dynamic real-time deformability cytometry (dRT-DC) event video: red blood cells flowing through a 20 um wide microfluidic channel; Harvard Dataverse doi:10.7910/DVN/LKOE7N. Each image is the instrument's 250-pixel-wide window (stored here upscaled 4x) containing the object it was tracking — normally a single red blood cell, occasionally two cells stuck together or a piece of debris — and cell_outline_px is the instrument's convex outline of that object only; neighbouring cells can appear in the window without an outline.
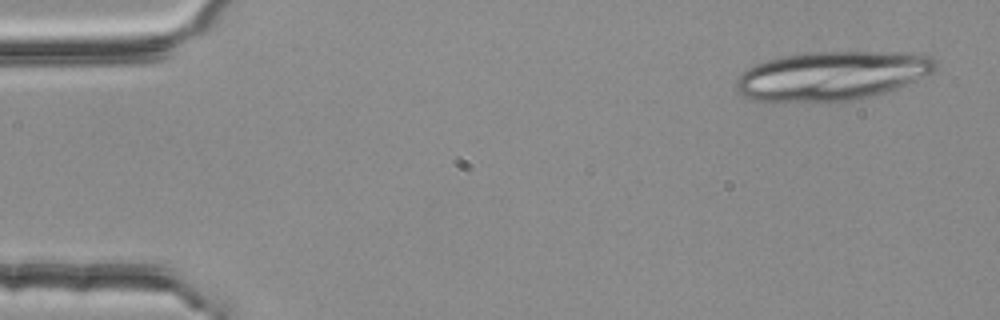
{"species": "common noctule bat (a hibernating species)", "species_latin": "Nyctalus noctula", "temperature_condition": "room temperature", "stored_images_in_passage": 5, "camera_frame_rate_fps": 3000, "um_per_image_px": 0.085, "animal": {"sex": "female", "body_mass_g": 25.1}, "frame": {"image": 1, "passage_image": 1, "time_ms": 0.0, "image_size_px": [1000, 320], "cell_outline_px": [[936, 72], [896, 88], [872, 96], [852, 100], [752, 100], [736, 92], [736, 80], [740, 72], [756, 64], [780, 56], [808, 52], [924, 52], [932, 56], [936, 60]], "centroid_in_image_um": [70.77, 6.4], "position_along_channel_um": 14.2, "area_um2": 56.82}}